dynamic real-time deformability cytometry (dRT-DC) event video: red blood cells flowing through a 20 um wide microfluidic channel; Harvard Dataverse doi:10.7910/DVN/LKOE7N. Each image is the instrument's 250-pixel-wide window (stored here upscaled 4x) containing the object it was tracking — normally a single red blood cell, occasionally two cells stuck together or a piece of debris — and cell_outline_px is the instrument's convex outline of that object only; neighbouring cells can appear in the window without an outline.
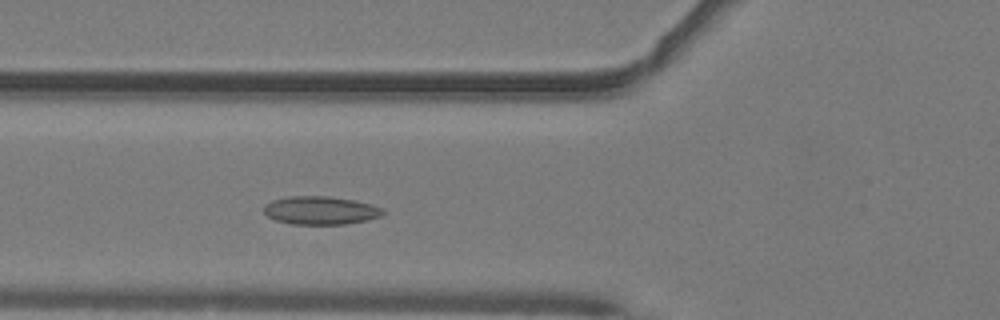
{"species": "common noctule bat (a hibernating species)", "species_latin": "Nyctalus noctula", "temperature_condition": "warm", "stored_images_in_passage": 43, "camera_frame_rate_fps": 3000, "um_per_image_px": 0.085, "animal": {"sex": "male", "body_mass_g": 19.2, "forearm_length_mm": 51.8}, "frame": {"image": 1, "passage_image": 11, "time_ms": 3.333, "image_size_px": [1000, 320], "cell_outline_px": [[384, 212], [380, 216], [364, 220], [344, 224], [292, 224], [276, 220], [268, 216], [264, 212], [264, 204], [272, 200], [288, 196], [328, 196], [352, 200], [372, 204], [384, 208]], "centroid_in_image_um": [27.22, 17.87], "position_along_channel_um": 98.6, "area_um2": 19.48}}
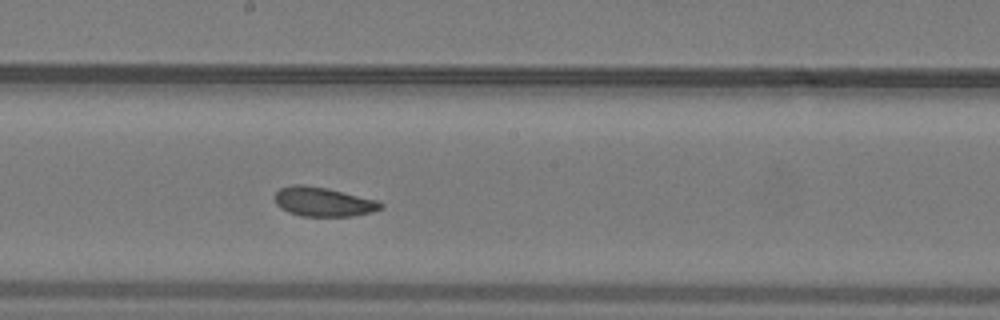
{"frame": {"image": 2, "passage_image": 20, "time_ms": 6.333, "image_size_px": [1000, 320], "cell_outline_px": [[384, 204], [380, 208], [372, 212], [352, 216], [300, 216], [288, 212], [280, 208], [276, 204], [276, 192], [280, 188], [296, 184], [304, 184], [328, 188], [380, 200]], "centroid_in_image_um": [27.5, 17.15], "position_along_channel_um": 220.7, "area_um2": 18.21}}
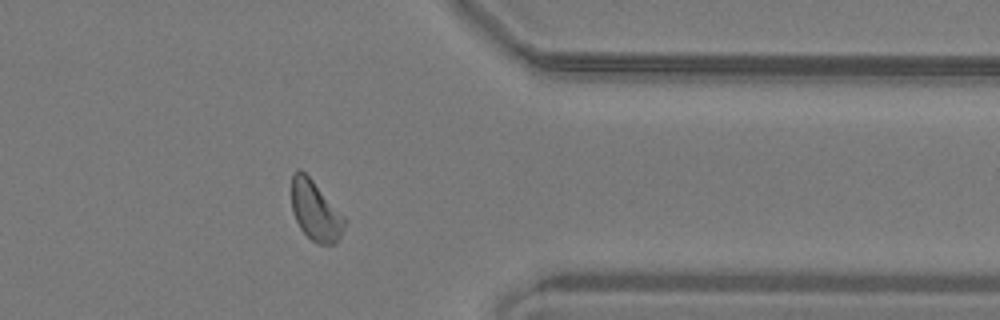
{"frame": {"image": 3, "passage_image": 33, "time_ms": 10.667, "image_size_px": [1000, 320], "cell_outline_px": [[348, 220], [336, 244], [320, 244], [312, 240], [300, 228], [292, 212], [292, 172], [296, 168], [300, 168], [312, 180]], "centroid_in_image_um": [26.81, 17.91], "position_along_channel_um": 384.6, "area_um2": 18.44}, "authors_computed_cell_mechanics": {"area_um2": 18.5538, "velocity_mm_per_s": 4.0536, "shape_relaxation_time_tau1_ms": 5.0275, "shape_relaxation_time_tau2_ms": 4.1619, "deformation_change_tau1": 0.1044, "deformation_change_tau2": 0.0875}}